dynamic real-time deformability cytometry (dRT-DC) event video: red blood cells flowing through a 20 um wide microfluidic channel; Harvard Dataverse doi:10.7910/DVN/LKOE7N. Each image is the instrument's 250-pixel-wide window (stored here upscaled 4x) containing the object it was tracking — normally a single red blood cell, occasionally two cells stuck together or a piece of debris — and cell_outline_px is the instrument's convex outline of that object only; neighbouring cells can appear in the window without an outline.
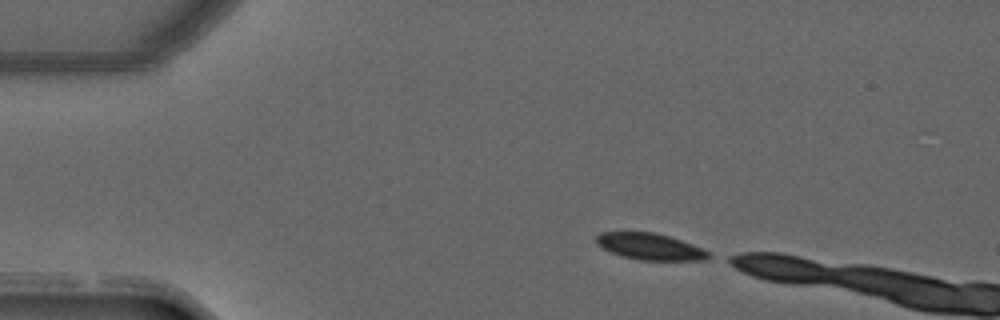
{"species": "common noctule bat (a hibernating species)", "species_latin": "Nyctalus noctula", "temperature_condition": "warm", "stored_images_in_passage": 5, "camera_frame_rate_fps": 3000, "um_per_image_px": 0.085, "animal": {"sex": "male", "forearm_length_mm": 52.5}, "frame": {"image": 1, "passage_image": 1, "time_ms": 0.0, "image_size_px": [1000, 320], "cell_outline_px": [[716, 256], [708, 260], [640, 260], [624, 256], [612, 252], [596, 244], [596, 236], [600, 232], [656, 232], [692, 244]], "centroid_in_image_um": [55.29, 20.96], "position_along_channel_um": 29.7, "area_um2": 17.28}}